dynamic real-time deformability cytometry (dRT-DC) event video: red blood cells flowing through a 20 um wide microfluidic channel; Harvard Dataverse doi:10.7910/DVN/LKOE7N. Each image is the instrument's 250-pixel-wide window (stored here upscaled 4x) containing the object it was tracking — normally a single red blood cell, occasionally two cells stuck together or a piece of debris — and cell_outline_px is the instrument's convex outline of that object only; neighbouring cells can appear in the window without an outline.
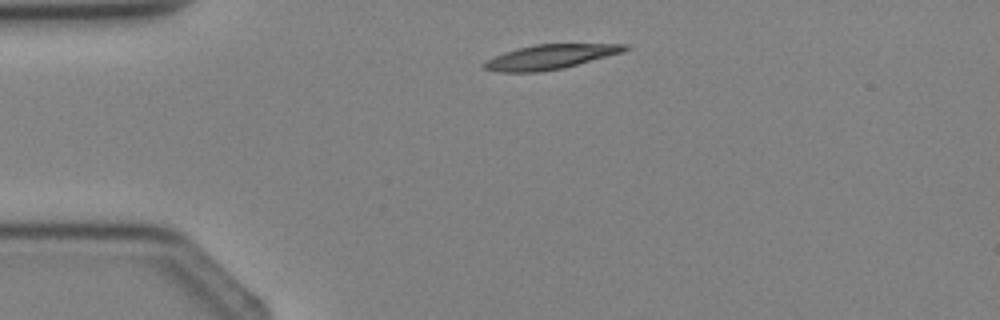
{"species": "Egyptian fruit bat (a non-hibernating species)", "species_latin": "Rousettus aegyptiacus", "temperature_condition": "cold", "stored_images_in_passage": 2, "camera_frame_rate_fps": 3000, "um_per_image_px": 0.085, "animal": {"sex": "female"}, "frame": {"image": 1, "passage_image": 1, "time_ms": 0.0, "image_size_px": [1000, 320], "cell_outline_px": [[628, 48], [624, 52], [564, 68], [540, 72], [500, 72], [484, 68], [484, 64], [488, 60], [504, 52], [516, 48], [536, 44], [628, 44]], "centroid_in_image_um": [46.81, 4.83], "position_along_channel_um": 38.2, "area_um2": 20.0}}
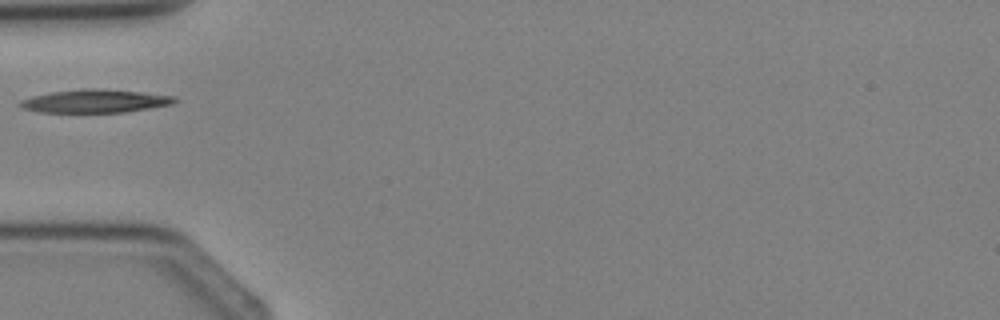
{"frame": {"image": 2, "passage_image": 2, "time_ms": 1.333, "image_size_px": [1000, 320], "cell_outline_px": [[180, 100], [172, 104], [124, 112], [40, 112], [24, 108], [16, 104], [20, 100], [52, 92], [80, 88], [100, 88], [144, 92], [176, 96]], "centroid_in_image_um": [8.14, 8.58], "position_along_channel_um": 76.9, "area_um2": 20.92}}